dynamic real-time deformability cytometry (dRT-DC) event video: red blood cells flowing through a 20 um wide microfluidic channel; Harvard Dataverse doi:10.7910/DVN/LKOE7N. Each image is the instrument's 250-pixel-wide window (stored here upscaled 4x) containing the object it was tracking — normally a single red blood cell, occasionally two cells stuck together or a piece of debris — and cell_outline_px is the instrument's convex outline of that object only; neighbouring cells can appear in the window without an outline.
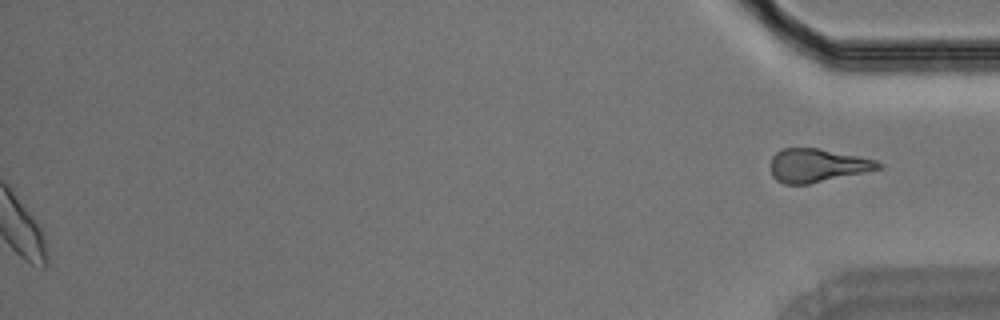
{"species": "Egyptian fruit bat (a non-hibernating species)", "species_latin": "Rousettus aegyptiacus", "temperature_condition": "room temperature", "stored_images_in_passage": 44, "segment_of_instrument_passage": [2, 2], "camera_frame_rate_fps": 3000, "um_per_image_px": 0.085, "animal": {"sex": "male"}, "frame": {"image": 1, "passage_image": 44, "time_ms": 14.333, "image_size_px": [1000, 320], "cell_outline_px": [[884, 168], [808, 184], [784, 184], [776, 180], [772, 176], [772, 156], [780, 148], [816, 148], [876, 160], [884, 164]], "centroid_in_image_um": [69.47, 14.06], "position_along_channel_um": 365.7, "area_um2": 20.81}}